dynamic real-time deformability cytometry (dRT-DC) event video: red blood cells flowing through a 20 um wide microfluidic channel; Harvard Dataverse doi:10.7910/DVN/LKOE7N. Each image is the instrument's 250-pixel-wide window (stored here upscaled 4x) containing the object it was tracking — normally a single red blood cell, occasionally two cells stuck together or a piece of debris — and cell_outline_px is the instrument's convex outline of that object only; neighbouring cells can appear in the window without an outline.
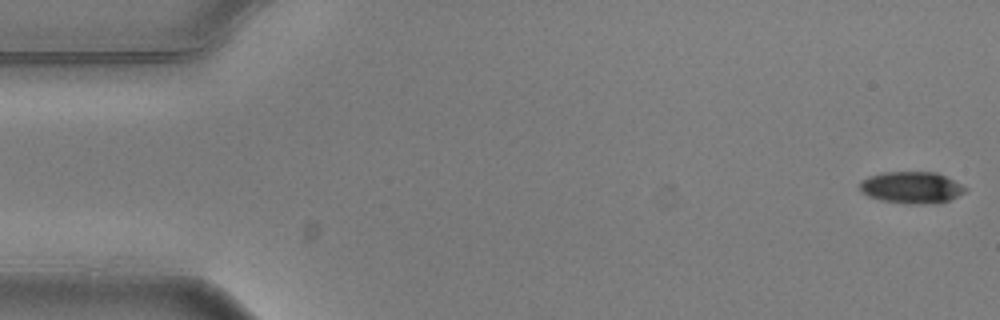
{"species": "common noctule bat (a hibernating species)", "species_latin": "Nyctalus noctula", "temperature_condition": "warm", "stored_images_in_passage": 4, "camera_frame_rate_fps": 3000, "um_per_image_px": 0.085, "animal": {"sex": "male", "body_mass_g": 20.5, "forearm_length_mm": 52.5}, "frame": {"image": 1, "passage_image": 1, "time_ms": 0.0, "image_size_px": [1000, 320], "cell_outline_px": [[968, 188], [964, 192], [948, 200], [936, 204], [908, 204], [880, 200], [868, 196], [860, 192], [860, 180], [868, 176], [884, 172], [936, 172]], "centroid_in_image_um": [77.43, 15.94], "position_along_channel_um": 7.6, "area_um2": 19.54}}